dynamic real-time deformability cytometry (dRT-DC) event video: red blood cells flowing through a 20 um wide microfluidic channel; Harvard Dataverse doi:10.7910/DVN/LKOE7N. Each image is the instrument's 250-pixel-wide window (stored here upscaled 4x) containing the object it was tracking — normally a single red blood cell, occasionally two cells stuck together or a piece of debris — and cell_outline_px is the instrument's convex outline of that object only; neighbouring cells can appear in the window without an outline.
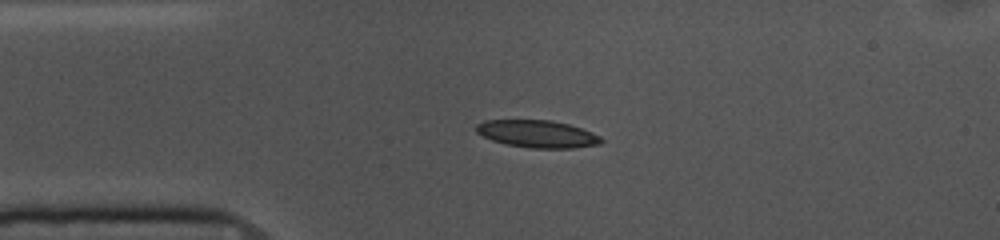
{"species": "common noctule bat (a hibernating species)", "species_latin": "Nyctalus noctula", "temperature_condition": "cold", "stored_images_in_passage": 43, "camera_frame_rate_fps": 3000, "um_per_image_px": 0.085, "animal": {"sex": "female", "body_mass_g": 10.0, "forearm_length_mm": 53.1}, "frame": {"image": 1, "passage_image": 1, "time_ms": 0.0, "image_size_px": [1000, 240], "cell_outline_px": [[604, 140], [600, 144], [572, 148], [532, 148], [504, 144], [492, 140], [476, 132], [476, 124], [484, 120], [552, 120], [568, 124], [592, 132], [600, 136]], "centroid_in_image_um": [45.67, 11.38], "position_along_channel_um": 39.3, "area_um2": 19.94}}
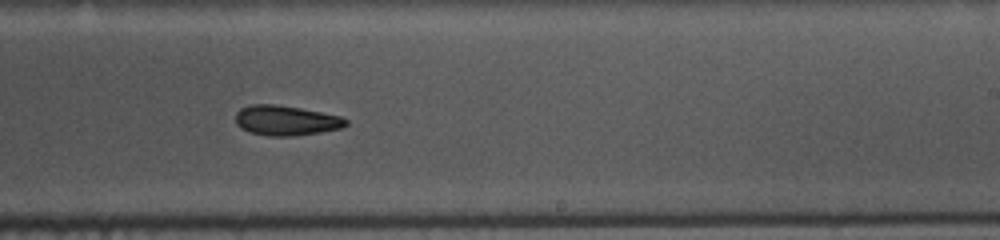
{"frame": {"image": 2, "passage_image": 21, "time_ms": 6.667, "image_size_px": [1000, 240], "cell_outline_px": [[348, 124], [344, 128], [320, 132], [292, 136], [268, 136], [248, 132], [240, 128], [236, 124], [236, 112], [240, 108], [248, 104], [276, 104], [300, 108], [340, 116], [348, 120]], "centroid_in_image_um": [24.29, 10.24], "position_along_channel_um": 264.7, "area_um2": 19.48}}
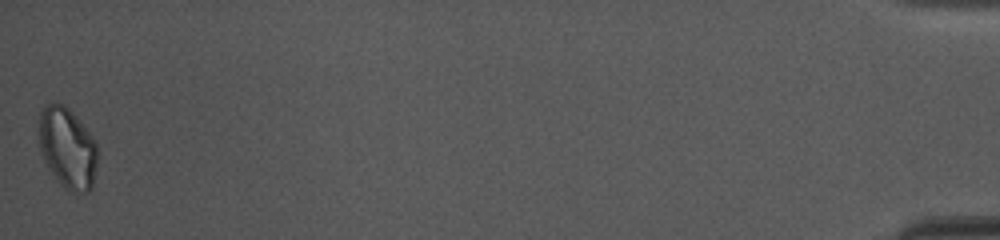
{"frame": {"image": 3, "passage_image": 43, "time_ms": 14.0, "image_size_px": [1000, 240], "cell_outline_px": [[96, 164], [92, 188], [88, 192], [72, 192], [64, 188], [60, 184], [48, 168], [40, 152], [36, 140], [40, 112], [44, 104], [52, 100], [64, 104], [80, 120], [92, 136], [96, 144]], "centroid_in_image_um": [5.67, 12.53], "position_along_channel_um": 429.5, "area_um2": 28.26}}